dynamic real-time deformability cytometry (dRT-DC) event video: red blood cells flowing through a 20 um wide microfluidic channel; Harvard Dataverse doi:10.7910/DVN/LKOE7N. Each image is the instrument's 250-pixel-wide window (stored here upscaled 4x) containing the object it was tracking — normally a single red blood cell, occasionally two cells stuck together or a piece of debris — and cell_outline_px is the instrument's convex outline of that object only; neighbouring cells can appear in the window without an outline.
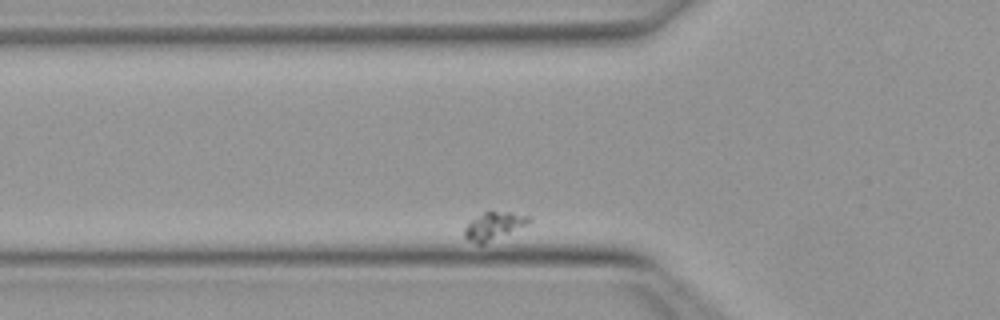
{"species": "Egyptian fruit bat (a non-hibernating species)", "species_latin": "Rousettus aegyptiacus", "temperature_condition": "warm", "stored_images_in_passage": 34, "camera_frame_rate_fps": 3000, "um_per_image_px": 0.085, "animal": {"sex": "female"}, "frame": {"image": 1, "passage_image": 4, "time_ms": 1.0, "image_size_px": [1000, 320], "cell_outline_px": [[532, 220], [528, 224], [484, 244], [476, 244], [468, 240], [464, 236], [464, 228], [472, 220], [484, 212], [512, 212], [532, 216]], "centroid_in_image_um": [42.0, 19.21], "position_along_channel_um": 83.8, "area_um2": 10.29}}
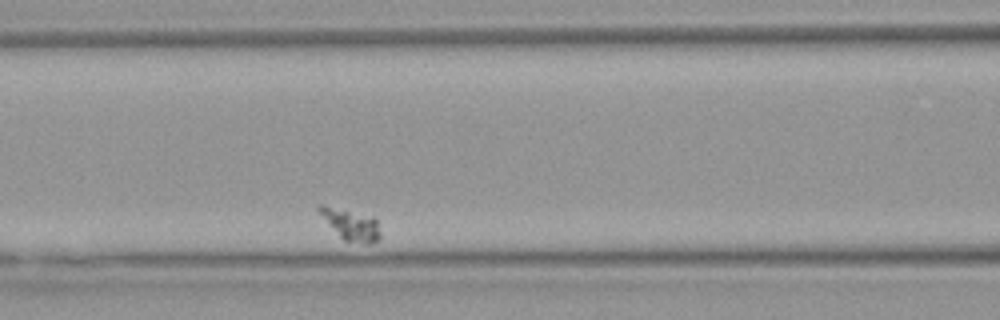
{"frame": {"image": 2, "passage_image": 10, "time_ms": 3.0, "image_size_px": [1000, 320], "cell_outline_px": [[380, 236], [376, 240], [368, 244], [364, 244], [344, 240], [340, 236], [316, 208], [320, 204], [372, 216], [376, 220], [380, 232]], "centroid_in_image_um": [29.86, 19.09], "position_along_channel_um": 136.7, "area_um2": 10.58}}
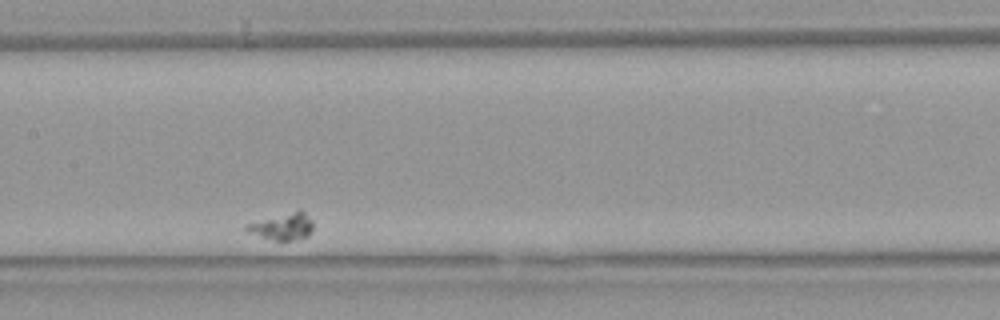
{"frame": {"image": 3, "passage_image": 15, "time_ms": 4.667, "image_size_px": [1000, 320], "cell_outline_px": [[312, 232], [308, 236], [292, 240], [276, 240], [260, 236], [248, 232], [244, 228], [244, 224], [300, 208], [312, 220]], "centroid_in_image_um": [24.02, 19.22], "position_along_channel_um": 183.4, "area_um2": 10.52}}